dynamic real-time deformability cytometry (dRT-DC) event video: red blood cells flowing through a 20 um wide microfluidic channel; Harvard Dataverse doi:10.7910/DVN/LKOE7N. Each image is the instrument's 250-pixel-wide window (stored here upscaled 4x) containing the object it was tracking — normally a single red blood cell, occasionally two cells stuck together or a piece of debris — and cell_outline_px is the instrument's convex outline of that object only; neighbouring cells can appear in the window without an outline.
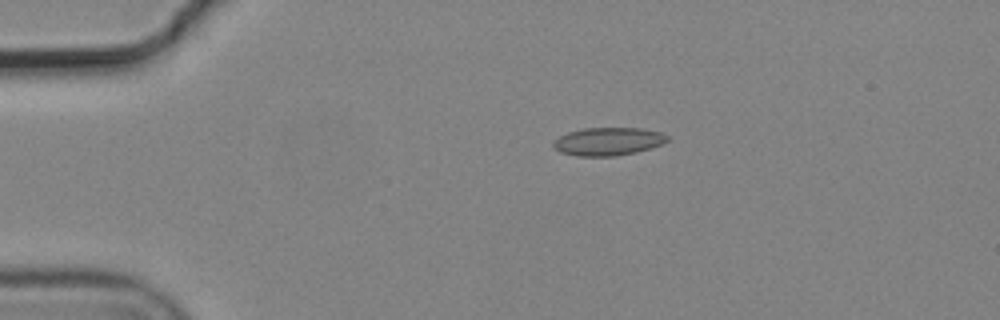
{"species": "common noctule bat (a hibernating species)", "species_latin": "Nyctalus noctula", "temperature_condition": "cold", "stored_images_in_passage": 4, "camera_frame_rate_fps": 3000, "um_per_image_px": 0.085, "animal": {"sex": "male", "body_mass_g": 19.2, "forearm_length_mm": 51.8}, "frame": {"image": 1, "passage_image": 3, "time_ms": 0.667, "image_size_px": [1000, 320], "cell_outline_px": [[668, 140], [660, 144], [636, 152], [616, 156], [576, 156], [560, 152], [552, 148], [552, 144], [560, 136], [568, 132], [584, 128], [640, 128], [660, 132], [668, 136]], "centroid_in_image_um": [51.64, 12.02], "position_along_channel_um": 33.4, "area_um2": 18.5}}